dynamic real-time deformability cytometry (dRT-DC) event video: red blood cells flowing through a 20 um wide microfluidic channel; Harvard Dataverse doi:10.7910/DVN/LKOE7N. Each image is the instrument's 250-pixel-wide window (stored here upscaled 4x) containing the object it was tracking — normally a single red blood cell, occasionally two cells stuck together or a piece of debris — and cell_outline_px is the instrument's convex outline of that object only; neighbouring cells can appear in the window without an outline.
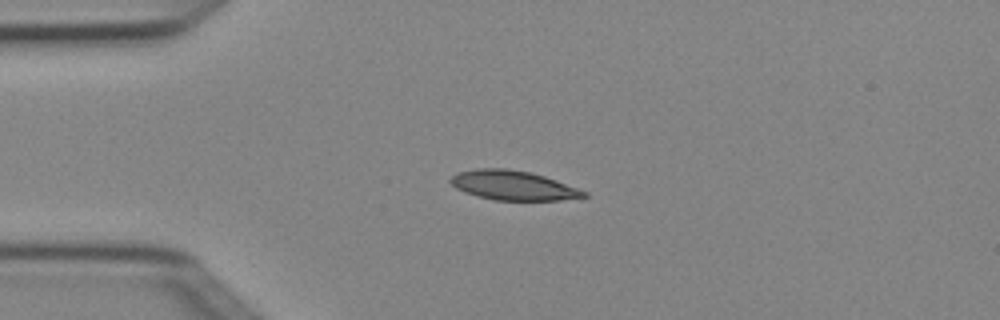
{"species": "Egyptian fruit bat (a non-hibernating species)", "species_latin": "Rousettus aegyptiacus", "temperature_condition": "cold", "stored_images_in_passage": 7, "camera_frame_rate_fps": 3000, "um_per_image_px": 0.085, "animal": {"sex": "female"}, "frame": {"image": 1, "passage_image": 4, "time_ms": 1.0, "image_size_px": [1000, 320], "cell_outline_px": [[588, 196], [560, 200], [492, 200], [476, 196], [464, 192], [456, 188], [448, 180], [456, 172], [476, 168], [508, 168], [532, 172], [556, 180], [588, 192]], "centroid_in_image_um": [43.58, 15.75], "position_along_channel_um": 41.4, "area_um2": 23.06}}
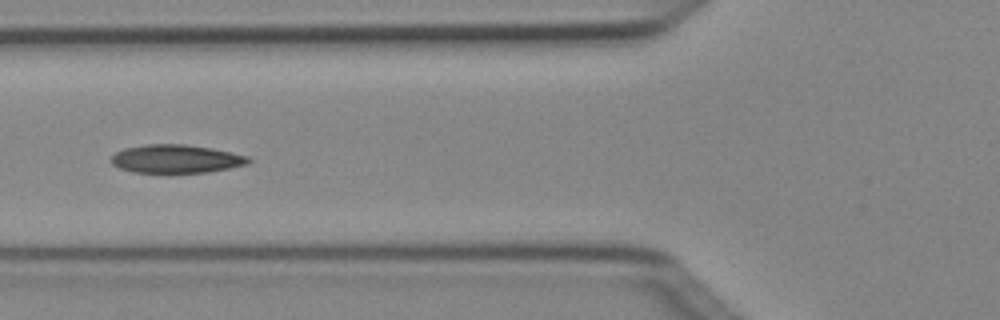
{"frame": {"image": 2, "passage_image": 6, "time_ms": 1.667, "image_size_px": [1000, 320], "cell_outline_px": [[252, 160], [248, 164], [208, 172], [132, 172], [120, 168], [112, 164], [112, 156], [116, 152], [124, 148], [148, 144], [184, 144], [212, 148], [232, 152], [248, 156]], "centroid_in_image_um": [14.99, 13.49], "position_along_channel_um": 110.8, "area_um2": 22.54}}
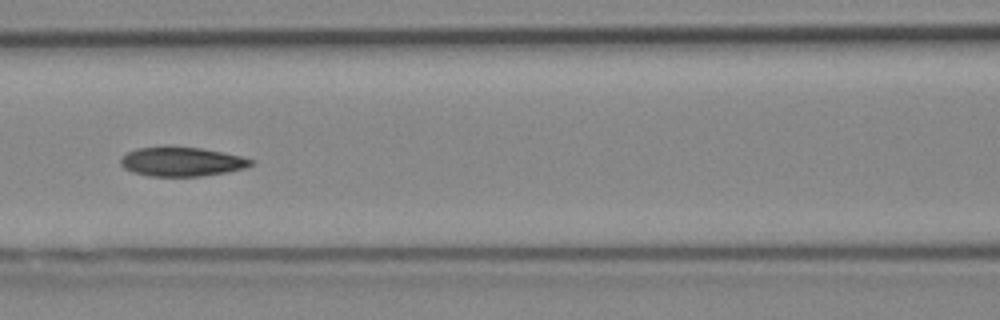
{"frame": {"image": 3, "passage_image": 7, "time_ms": 2.0, "image_size_px": [1000, 320], "cell_outline_px": [[256, 164], [244, 168], [228, 172], [200, 176], [148, 176], [132, 172], [124, 168], [120, 164], [120, 160], [128, 152], [136, 148], [200, 148], [240, 156], [256, 160]], "centroid_in_image_um": [15.49, 13.77], "position_along_channel_um": 151.1, "area_um2": 21.79}}